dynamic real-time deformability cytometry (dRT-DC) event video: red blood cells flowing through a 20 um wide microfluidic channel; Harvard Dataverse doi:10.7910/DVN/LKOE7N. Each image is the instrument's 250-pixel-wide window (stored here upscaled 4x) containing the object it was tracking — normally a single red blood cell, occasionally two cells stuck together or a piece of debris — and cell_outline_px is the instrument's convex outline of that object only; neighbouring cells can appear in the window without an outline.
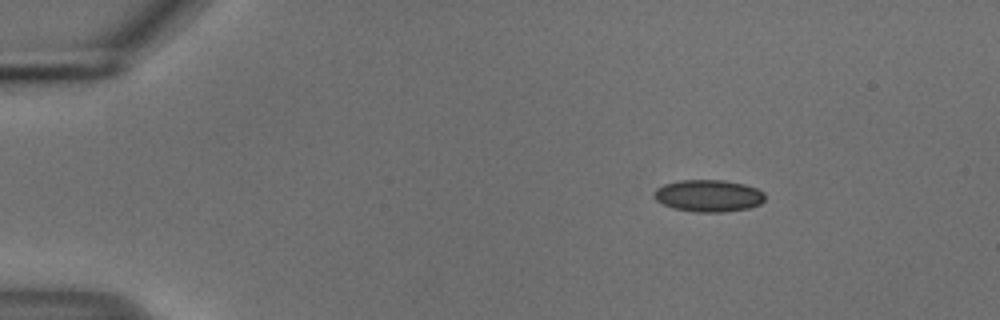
{"species": "common noctule bat (a hibernating species)", "species_latin": "Nyctalus noctula", "temperature_condition": "cold", "stored_images_in_passage": 47, "camera_frame_rate_fps": 3000, "um_per_image_px": 0.085, "animal": {"sex": "male", "body_mass_g": 18.8}, "frame": {"image": 1, "passage_image": 1, "time_ms": 0.0, "image_size_px": [1000, 320], "cell_outline_px": [[764, 200], [760, 204], [748, 208], [724, 212], [696, 212], [672, 208], [656, 200], [652, 196], [652, 192], [656, 188], [664, 184], [680, 180], [724, 180], [744, 184], [756, 188], [764, 192]], "centroid_in_image_um": [60.19, 16.63], "position_along_channel_um": 24.8, "area_um2": 20.81}}
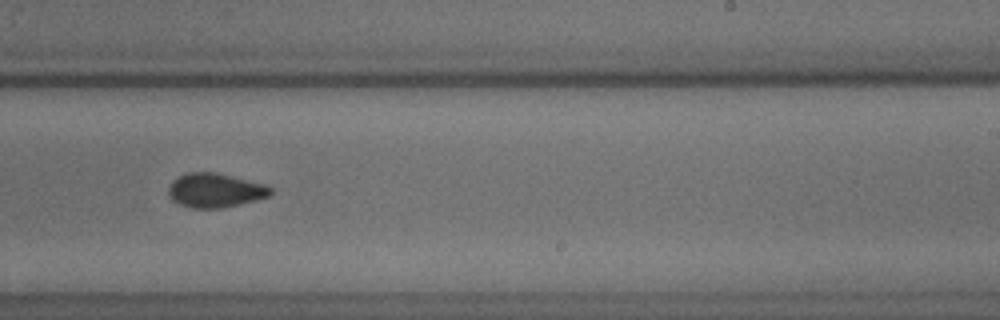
{"frame": {"image": 2, "passage_image": 27, "time_ms": 8.667, "image_size_px": [1000, 320], "cell_outline_px": [[272, 192], [268, 196], [256, 200], [240, 204], [220, 208], [192, 208], [180, 204], [172, 200], [168, 196], [168, 188], [172, 180], [188, 172], [216, 172], [268, 184], [272, 188]], "centroid_in_image_um": [18.3, 16.17], "position_along_channel_um": 270.7, "area_um2": 20.52}}
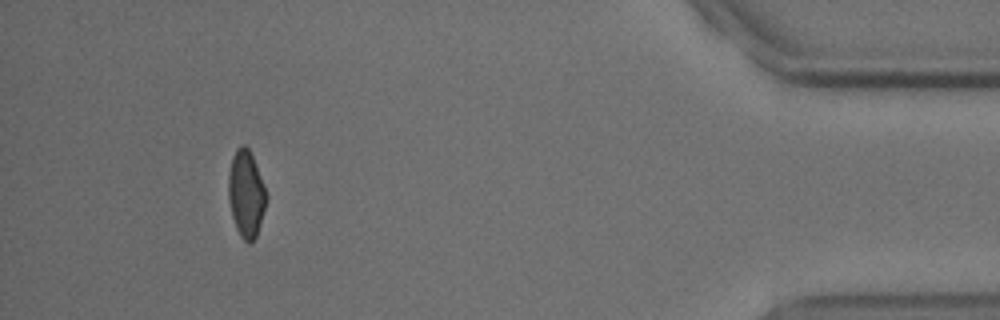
{"frame": {"image": 3, "passage_image": 43, "time_ms": 14.0, "image_size_px": [1000, 320], "cell_outline_px": [[268, 200], [256, 236], [248, 244], [240, 236], [236, 228], [232, 216], [228, 196], [228, 172], [232, 156], [236, 148], [240, 144], [244, 144], [248, 148], [252, 156], [264, 184], [268, 196]], "centroid_in_image_um": [20.92, 16.45], "position_along_channel_um": 414.3, "area_um2": 19.36}, "authors_computed_cell_mechanics": {"area_um2": 20.3456, "velocity_mm_per_s": 3.7424, "shape_relaxation_time_tau1_ms": null, "shape_relaxation_time_tau2_ms": 2.8383, "deformation_change_tau1": null, "deformation_change_tau2": 0.0612}}